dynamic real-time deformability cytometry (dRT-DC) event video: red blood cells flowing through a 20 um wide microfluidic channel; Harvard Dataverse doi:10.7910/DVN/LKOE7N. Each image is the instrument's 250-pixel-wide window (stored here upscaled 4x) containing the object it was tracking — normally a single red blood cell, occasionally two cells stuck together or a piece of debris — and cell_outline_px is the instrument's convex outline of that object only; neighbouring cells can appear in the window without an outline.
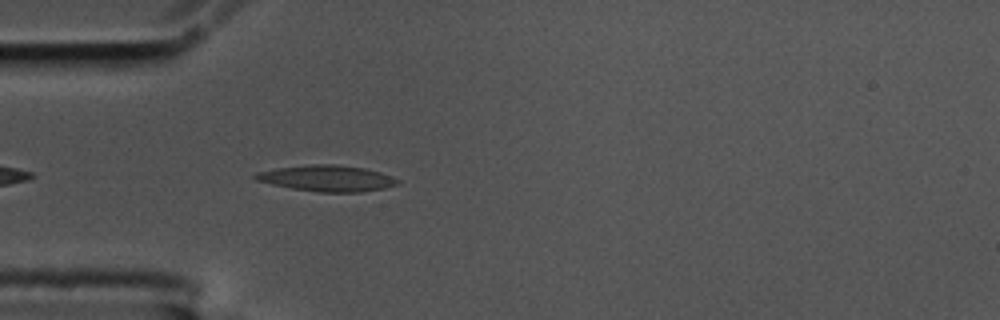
{"species": "common noctule bat (a hibernating species)", "species_latin": "Nyctalus noctula", "temperature_condition": "cold", "stored_images_in_passage": 36, "camera_frame_rate_fps": 3000, "um_per_image_px": 0.085, "animal": {"sex": "male", "body_mass_g": 17.5, "forearm_length_mm": 52.3}, "frame": {"image": 1, "passage_image": 5, "time_ms": 1.333, "image_size_px": [1000, 320], "cell_outline_px": [[400, 180], [396, 184], [384, 188], [360, 192], [320, 192], [292, 188], [272, 184], [256, 180], [252, 176], [256, 172], [276, 168], [308, 164], [336, 164], [364, 168], [380, 172]], "centroid_in_image_um": [27.76, 15.14], "position_along_channel_um": 57.2, "area_um2": 21.5}}
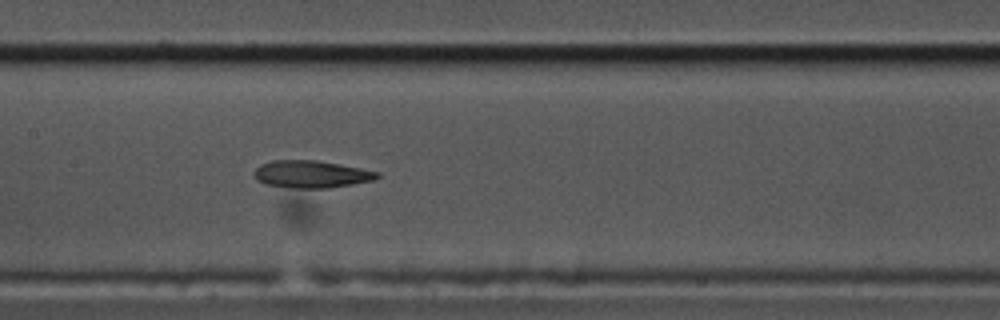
{"frame": {"image": 2, "passage_image": 16, "time_ms": 5.0, "image_size_px": [1000, 320], "cell_outline_px": [[380, 176], [376, 180], [328, 188], [292, 188], [264, 184], [256, 180], [252, 176], [252, 172], [260, 164], [272, 160], [316, 160], [340, 164], [380, 172]], "centroid_in_image_um": [26.42, 14.81], "position_along_channel_um": 181.0, "area_um2": 19.88}}
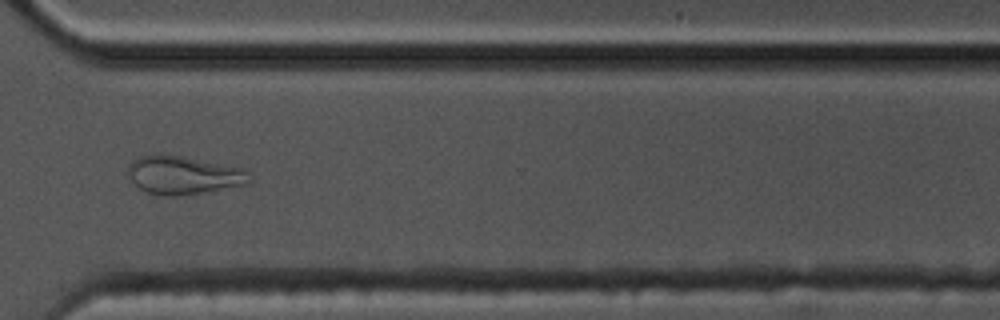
{"frame": {"image": 3, "passage_image": 31, "time_ms": 10.0, "image_size_px": [1000, 320], "cell_outline_px": [[252, 184], [204, 192], [176, 196], [168, 196], [148, 192], [140, 188], [128, 176], [128, 164], [132, 160], [140, 156], [184, 156], [244, 168], [248, 172], [252, 180]], "centroid_in_image_um": [15.67, 14.9], "position_along_channel_um": 354.9, "area_um2": 26.93}, "authors_computed_cell_mechanics": {"area_um2": 20.0566, "velocity_mm_per_s": 3.4779, "shape_relaxation_time_tau1_ms": null, "shape_relaxation_time_tau2_ms": 3.6935, "deformation_change_tau1": null, "deformation_change_tau2": 0.1024}}